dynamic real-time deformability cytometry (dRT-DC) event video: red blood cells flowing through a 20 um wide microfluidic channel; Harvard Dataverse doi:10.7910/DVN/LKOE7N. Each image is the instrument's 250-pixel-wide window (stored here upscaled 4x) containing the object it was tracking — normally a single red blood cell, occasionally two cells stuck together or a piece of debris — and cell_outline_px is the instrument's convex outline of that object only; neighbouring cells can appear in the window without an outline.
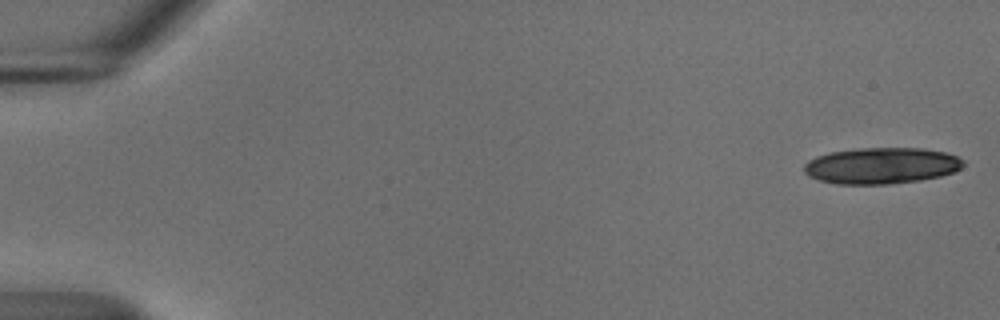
{"species": "common noctule bat (a hibernating species)", "species_latin": "Nyctalus noctula", "temperature_condition": "cold", "stored_images_in_passage": 19, "camera_frame_rate_fps": 3000, "um_per_image_px": 0.085, "animal": {"sex": "male", "body_mass_g": 18.8}, "frame": {"image": 1, "passage_image": 1, "time_ms": 0.0, "image_size_px": [1000, 320], "cell_outline_px": [[964, 164], [960, 168], [952, 172], [940, 176], [920, 180], [888, 184], [836, 184], [820, 180], [808, 176], [804, 172], [804, 164], [808, 160], [816, 156], [828, 152], [860, 148], [920, 148], [944, 152], [956, 156], [964, 160]], "centroid_in_image_um": [74.88, 14.08], "position_along_channel_um": 10.1, "area_um2": 33.64}}